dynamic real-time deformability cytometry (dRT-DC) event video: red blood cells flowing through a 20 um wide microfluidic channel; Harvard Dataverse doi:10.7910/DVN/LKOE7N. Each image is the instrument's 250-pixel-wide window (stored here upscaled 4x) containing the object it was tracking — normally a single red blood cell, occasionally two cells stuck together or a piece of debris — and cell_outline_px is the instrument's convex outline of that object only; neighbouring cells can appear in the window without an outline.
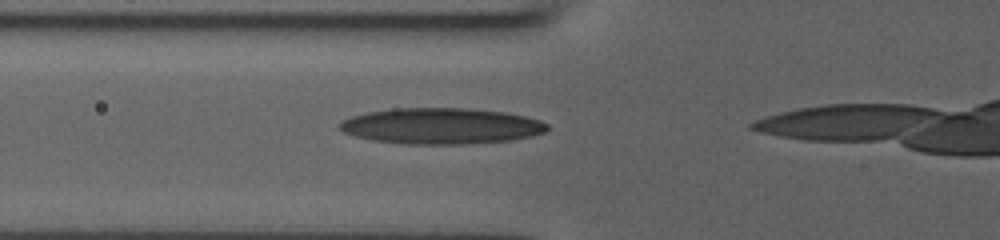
{"species": "human", "species_latin": "Homo sapiens", "temperature_condition": "room temperature", "stored_images_in_passage": 29, "camera_frame_rate_fps": 3000, "um_per_image_px": 0.085, "donor": {"sex": "male"}, "frame": {"image": 1, "passage_image": 13, "time_ms": 4.0, "image_size_px": [1000, 240], "cell_outline_px": [[548, 128], [544, 132], [532, 136], [512, 140], [464, 144], [404, 144], [372, 140], [356, 136], [344, 132], [340, 128], [340, 120], [352, 116], [368, 112], [396, 108], [468, 108], [508, 112], [540, 120], [548, 124]], "centroid_in_image_um": [37.52, 10.71], "position_along_channel_um": 88.3, "area_um2": 43.64}}
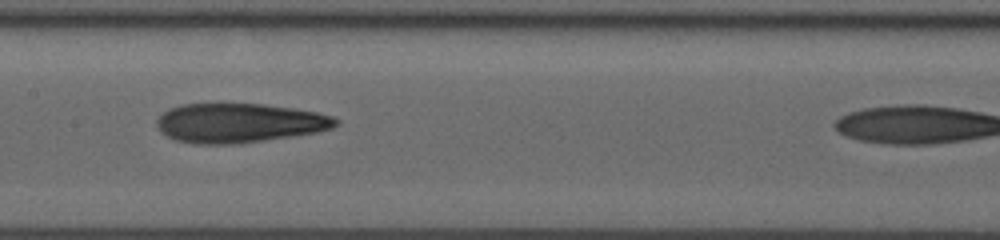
{"frame": {"image": 2, "passage_image": 20, "time_ms": 6.333, "image_size_px": [1000, 240], "cell_outline_px": [[340, 124], [332, 128], [316, 132], [292, 136], [236, 144], [196, 144], [176, 140], [160, 132], [156, 124], [156, 120], [168, 108], [184, 104], [264, 104], [292, 108], [316, 112], [332, 116], [340, 120]], "centroid_in_image_um": [20.33, 10.45], "position_along_channel_um": 187.1, "area_um2": 40.98}}
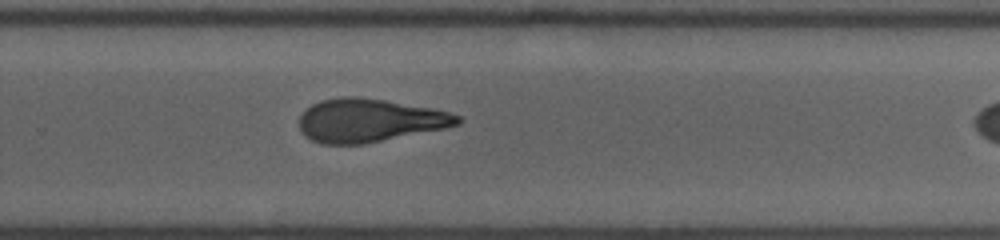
{"frame": {"image": 3, "passage_image": 28, "time_ms": 9.0, "image_size_px": [1000, 240], "cell_outline_px": [[460, 124], [444, 128], [364, 144], [320, 144], [312, 140], [300, 128], [300, 116], [312, 104], [320, 100], [344, 96], [356, 96], [384, 100], [432, 108], [448, 112], [460, 116]], "centroid_in_image_um": [31.4, 10.23], "position_along_channel_um": 298.4, "area_um2": 39.54}}